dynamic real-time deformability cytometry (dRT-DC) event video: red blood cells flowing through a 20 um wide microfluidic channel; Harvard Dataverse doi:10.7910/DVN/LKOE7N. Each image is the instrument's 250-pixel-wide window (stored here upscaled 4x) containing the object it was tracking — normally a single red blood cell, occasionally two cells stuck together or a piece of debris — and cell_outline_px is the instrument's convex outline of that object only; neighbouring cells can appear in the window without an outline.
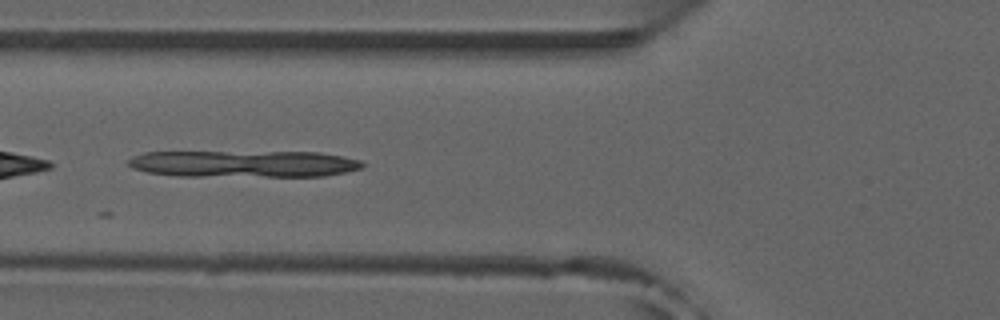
{"species": "common noctule bat (a hibernating species)", "species_latin": "Nyctalus noctula", "temperature_condition": "room temperature", "stored_images_in_passage": 17, "camera_frame_rate_fps": 3000, "um_per_image_px": 0.085, "animal": {"sex": "male", "forearm_length_mm": 52.5}, "frame": {"image": 1, "passage_image": 4, "time_ms": 1.0, "image_size_px": [1000, 320], "cell_outline_px": [[364, 164], [360, 168], [344, 172], [324, 176], [176, 176], [148, 172], [132, 168], [128, 164], [128, 160], [132, 156], [144, 152], [320, 152], [360, 160]], "centroid_in_image_um": [20.67, 13.92], "position_along_channel_um": 105.1, "area_um2": 36.47}}